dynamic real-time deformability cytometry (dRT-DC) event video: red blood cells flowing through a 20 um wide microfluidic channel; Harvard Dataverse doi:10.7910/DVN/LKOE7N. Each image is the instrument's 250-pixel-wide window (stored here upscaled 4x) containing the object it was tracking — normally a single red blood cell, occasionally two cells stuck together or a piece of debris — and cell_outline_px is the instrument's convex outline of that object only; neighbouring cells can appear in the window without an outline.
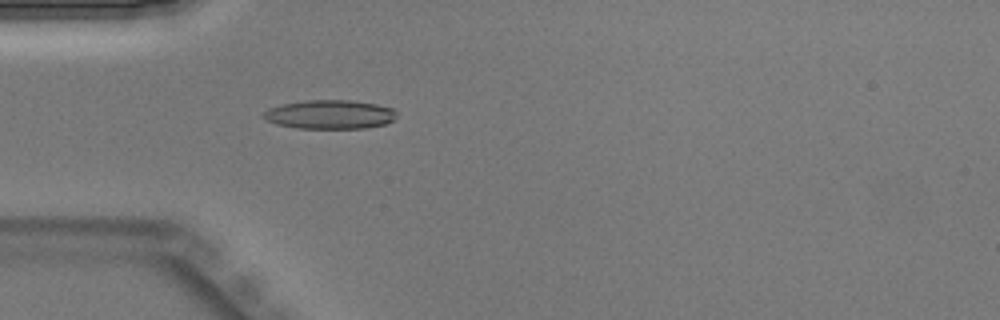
{"species": "Egyptian fruit bat (a non-hibernating species)", "species_latin": "Rousettus aegyptiacus", "temperature_condition": "warm", "stored_images_in_passage": 33, "camera_frame_rate_fps": 3000, "um_per_image_px": 0.085, "animal": {"sex": "male"}, "frame": {"image": 1, "passage_image": 2, "time_ms": 0.333, "image_size_px": [1000, 320], "cell_outline_px": [[396, 116], [392, 120], [384, 124], [368, 128], [296, 128], [276, 124], [268, 120], [264, 116], [264, 112], [268, 108], [284, 104], [304, 100], [352, 100], [376, 104], [392, 108], [396, 112]], "centroid_in_image_um": [28.05, 9.72], "position_along_channel_um": 56.9, "area_um2": 22.31}}
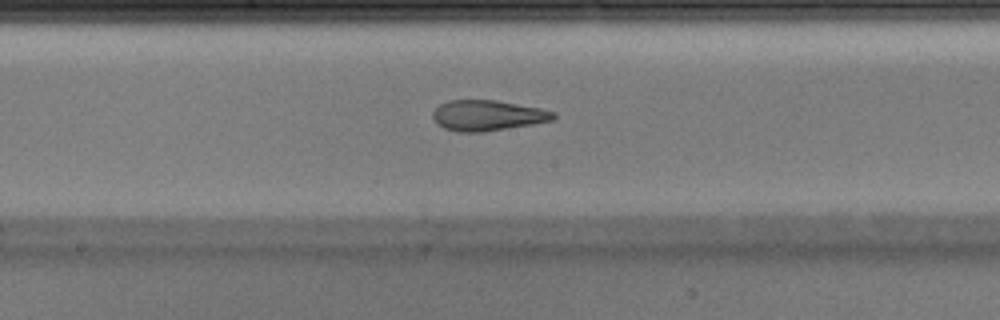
{"frame": {"image": 2, "passage_image": 12, "time_ms": 3.667, "image_size_px": [1000, 320], "cell_outline_px": [[556, 120], [484, 132], [460, 132], [444, 128], [436, 124], [432, 116], [432, 112], [440, 104], [448, 100], [496, 100], [540, 108], [556, 112]], "centroid_in_image_um": [41.45, 9.81], "position_along_channel_um": 206.8, "area_um2": 21.62}}
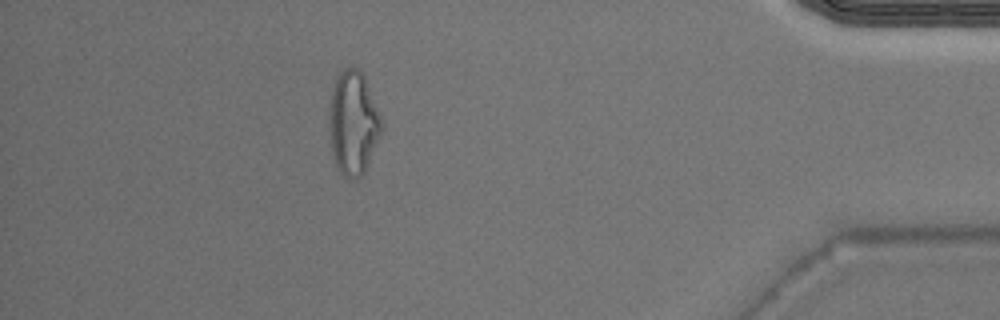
{"frame": {"image": 3, "passage_image": 28, "time_ms": 9.0, "image_size_px": [1000, 320], "cell_outline_px": [[380, 132], [364, 172], [360, 176], [352, 180], [344, 176], [336, 168], [332, 152], [328, 128], [332, 92], [336, 76], [344, 68], [356, 68], [364, 76], [380, 116]], "centroid_in_image_um": [29.97, 10.47], "position_along_channel_um": 405.2, "area_um2": 30.87}}